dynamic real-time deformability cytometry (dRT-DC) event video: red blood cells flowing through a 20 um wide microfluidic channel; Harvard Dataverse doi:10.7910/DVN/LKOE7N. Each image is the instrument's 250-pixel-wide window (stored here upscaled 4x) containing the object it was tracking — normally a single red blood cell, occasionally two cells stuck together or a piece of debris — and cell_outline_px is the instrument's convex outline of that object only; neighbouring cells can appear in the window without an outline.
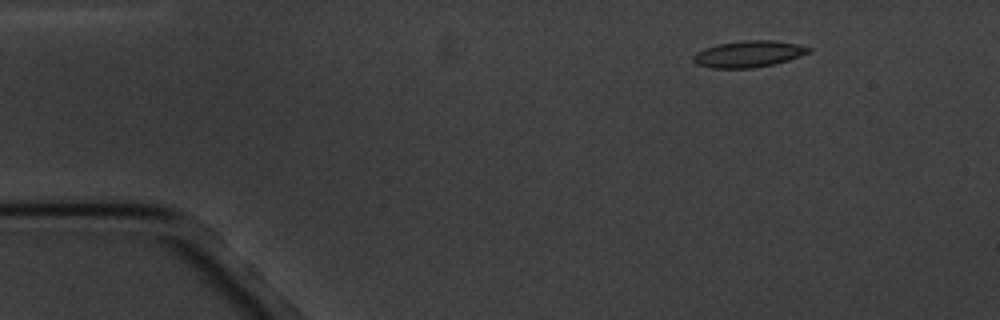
{"species": "common noctule bat (a hibernating species)", "species_latin": "Nyctalus noctula", "temperature_condition": "cold", "stored_images_in_passage": 6, "camera_frame_rate_fps": 3000, "um_per_image_px": 0.085, "animal": {"sex": "male", "body_mass_g": 20.1, "forearm_length_mm": 53.5}, "frame": {"image": 1, "passage_image": 2, "time_ms": 1.333, "image_size_px": [1000, 320], "cell_outline_px": [[812, 52], [788, 60], [772, 64], [752, 68], [712, 68], [696, 64], [692, 60], [692, 56], [696, 52], [704, 48], [716, 44], [744, 40], [772, 40], [796, 44], [812, 48]], "centroid_in_image_um": [63.6, 4.58], "position_along_channel_um": 21.4, "area_um2": 17.86}}
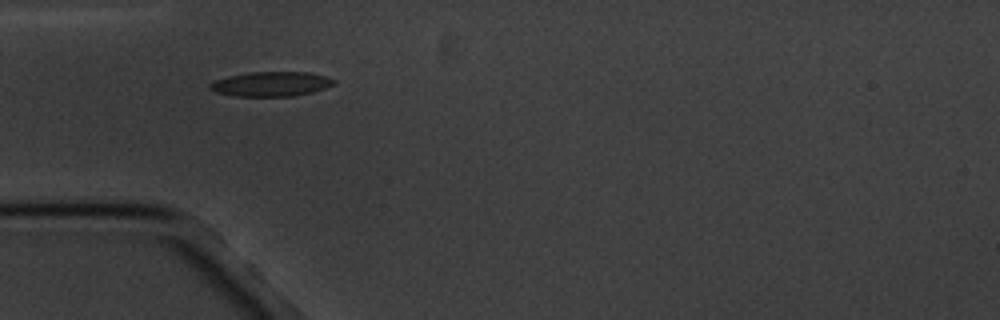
{"frame": {"image": 2, "passage_image": 5, "time_ms": 4.667, "image_size_px": [1000, 320], "cell_outline_px": [[336, 84], [312, 92], [292, 96], [236, 96], [216, 92], [208, 88], [208, 84], [216, 80], [228, 76], [248, 72], [308, 72], [324, 76], [336, 80]], "centroid_in_image_um": [23.03, 7.13], "position_along_channel_um": 62.0, "area_um2": 17.74}}
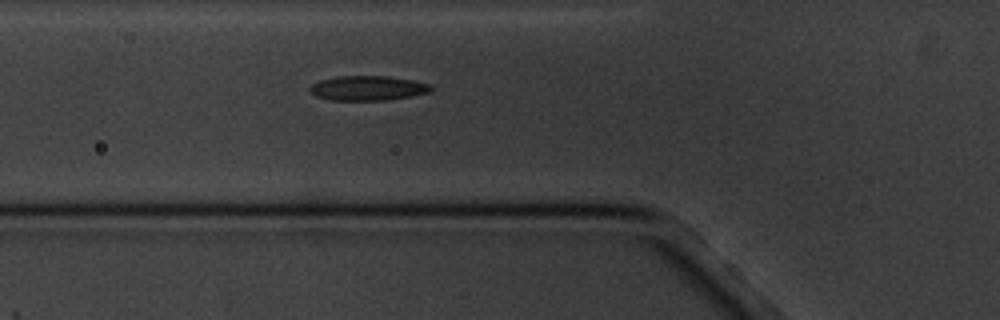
{"frame": {"image": 3, "passage_image": 6, "time_ms": 5.667, "image_size_px": [1000, 320], "cell_outline_px": [[432, 88], [428, 92], [412, 96], [388, 100], [332, 100], [316, 96], [308, 92], [308, 88], [312, 84], [320, 80], [336, 76], [388, 76], [412, 80], [432, 84]], "centroid_in_image_um": [31.24, 7.49], "position_along_channel_um": 94.6, "area_um2": 17.51}}